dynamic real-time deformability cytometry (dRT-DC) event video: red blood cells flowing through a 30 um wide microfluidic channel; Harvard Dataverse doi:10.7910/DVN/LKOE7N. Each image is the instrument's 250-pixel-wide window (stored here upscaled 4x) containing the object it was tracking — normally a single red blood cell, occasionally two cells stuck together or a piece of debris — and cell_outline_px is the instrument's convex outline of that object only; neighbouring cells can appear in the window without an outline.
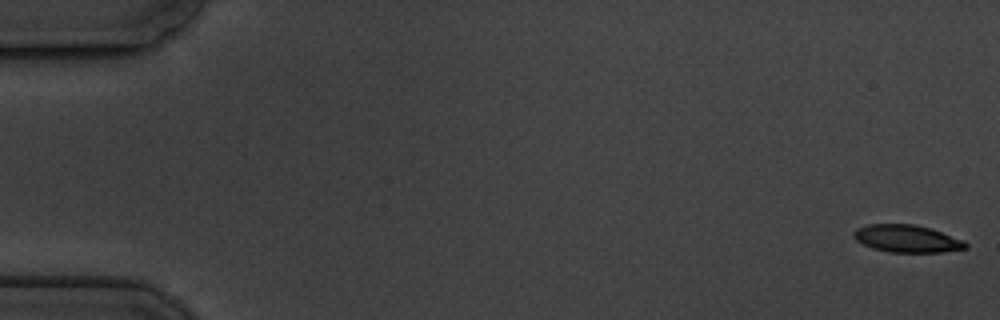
{"species": "common noctule bat (a hibernating species)", "species_latin": "Nyctalus noctula", "temperature_condition": "cold", "stored_images_in_passage": 5, "camera_frame_rate_fps": 3000, "um_per_image_px": 0.085, "animal": {"sex": "male", "body_mass_g": 19.5, "forearm_length_mm": 54.6}, "frame": {"image": 1, "passage_image": 1, "time_ms": 0.0, "image_size_px": [1000, 320], "cell_outline_px": [[968, 248], [940, 252], [888, 252], [872, 248], [856, 240], [852, 236], [852, 232], [856, 228], [868, 224], [916, 224], [932, 228], [964, 240], [968, 244]], "centroid_in_image_um": [77.09, 20.27], "position_along_channel_um": 7.9, "area_um2": 18.09}}
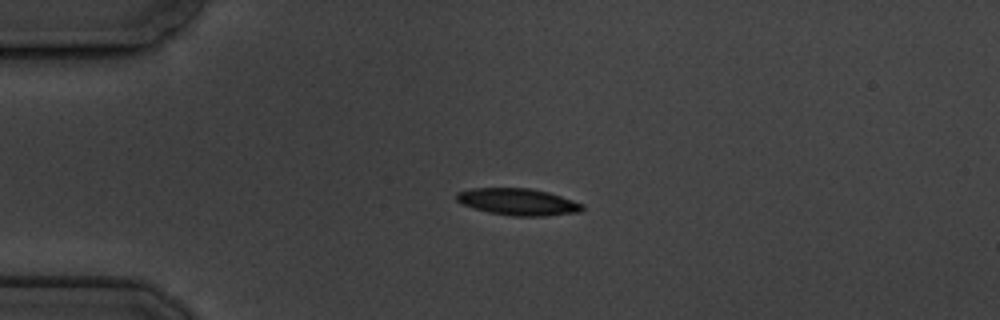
{"frame": {"image": 2, "passage_image": 4, "time_ms": 4.333, "image_size_px": [1000, 320], "cell_outline_px": [[584, 208], [580, 212], [544, 216], [512, 216], [488, 212], [464, 204], [456, 200], [456, 192], [472, 188], [528, 188], [548, 192], [584, 204]], "centroid_in_image_um": [44.04, 17.15], "position_along_channel_um": 41.0, "area_um2": 19.54}}